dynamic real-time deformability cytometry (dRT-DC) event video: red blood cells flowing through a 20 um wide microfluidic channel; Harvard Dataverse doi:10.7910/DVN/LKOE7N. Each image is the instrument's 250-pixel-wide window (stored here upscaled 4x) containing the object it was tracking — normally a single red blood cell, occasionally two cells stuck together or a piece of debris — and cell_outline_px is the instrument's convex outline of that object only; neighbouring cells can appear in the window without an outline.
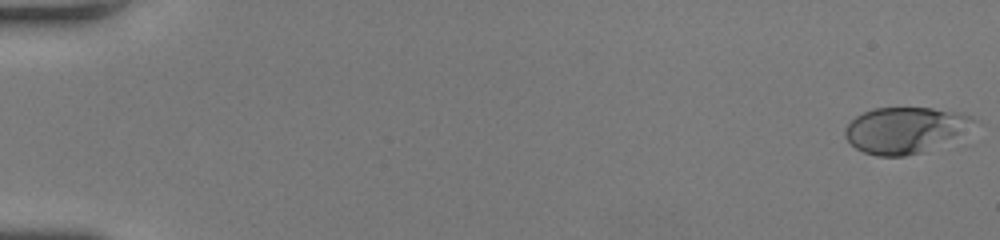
{"species": "human", "species_latin": "Homo sapiens", "temperature_condition": "room temperature", "stored_images_in_passage": 50, "camera_frame_rate_fps": 3000, "um_per_image_px": 0.085, "donor": {"sex": "female"}, "frame": {"image": 1, "passage_image": 1, "time_ms": 0.0, "image_size_px": [1000, 240], "cell_outline_px": [[972, 120], [952, 136], [920, 152], [904, 156], [876, 156], [864, 152], [856, 148], [844, 136], [844, 128], [856, 116], [872, 108], [932, 108], [964, 112], [972, 116]], "centroid_in_image_um": [76.76, 11.03], "position_along_channel_um": 8.2, "area_um2": 33.12}}
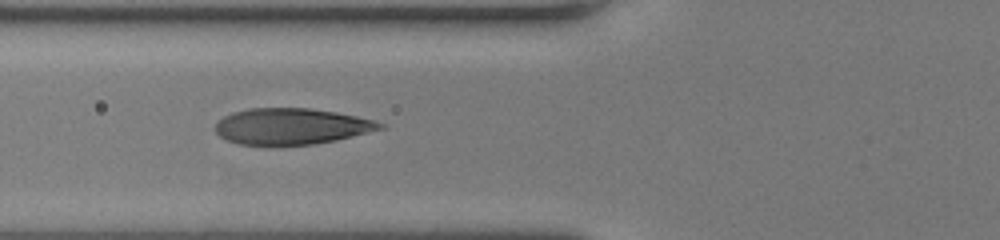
{"frame": {"image": 2, "passage_image": 21, "time_ms": 6.667, "image_size_px": [1000, 240], "cell_outline_px": [[384, 128], [336, 140], [312, 144], [236, 144], [220, 136], [216, 132], [216, 120], [232, 112], [248, 108], [308, 108], [336, 112], [356, 116], [372, 120], [384, 124]], "centroid_in_image_um": [24.73, 10.72], "position_along_channel_um": 101.1, "area_um2": 34.33}}
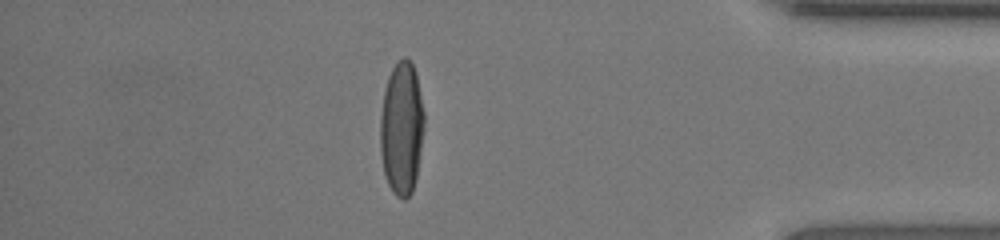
{"frame": {"image": 3, "passage_image": 44, "time_ms": 14.333, "image_size_px": [1000, 240], "cell_outline_px": [[424, 128], [416, 176], [412, 192], [404, 200], [396, 196], [392, 192], [384, 176], [380, 152], [380, 116], [384, 92], [388, 76], [396, 60], [404, 56], [412, 64], [416, 72], [424, 112]], "centroid_in_image_um": [34.12, 10.9], "position_along_channel_um": 401.1, "area_um2": 34.39}, "authors_computed_cell_mechanics": {"area_um2": 34.7667, "velocity_mm_per_s": 4.3246, "shape_relaxation_time_tau1_ms": 3.6282, "shape_relaxation_time_tau2_ms": null, "deformation_change_tau1": 0.2135, "deformation_change_tau2": null}}